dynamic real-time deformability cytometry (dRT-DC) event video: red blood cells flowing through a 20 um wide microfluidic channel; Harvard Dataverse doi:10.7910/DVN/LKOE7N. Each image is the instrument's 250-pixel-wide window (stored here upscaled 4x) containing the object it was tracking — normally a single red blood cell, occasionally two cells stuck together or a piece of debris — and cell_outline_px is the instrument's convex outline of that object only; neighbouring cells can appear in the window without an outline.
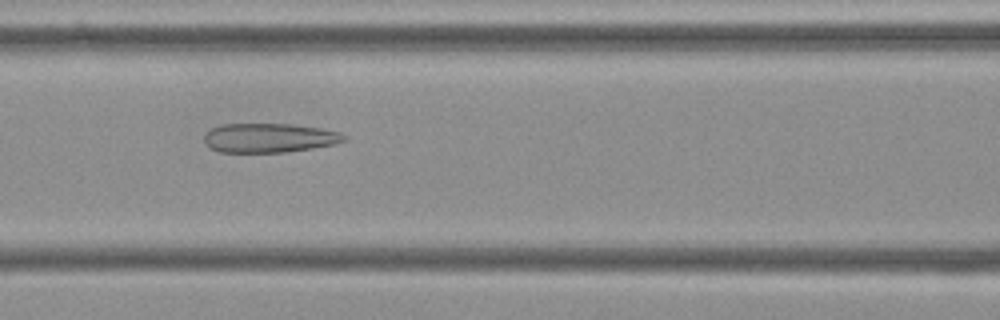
{"species": "Egyptian fruit bat (a non-hibernating species)", "species_latin": "Rousettus aegyptiacus", "temperature_condition": "cold", "stored_images_in_passage": 54, "camera_frame_rate_fps": 3000, "um_per_image_px": 0.085, "frame": {"image": 1, "passage_image": 23, "time_ms": 7.333, "image_size_px": [1000, 320], "cell_outline_px": [[348, 140], [332, 144], [312, 148], [284, 152], [220, 152], [208, 148], [204, 144], [204, 136], [212, 128], [224, 124], [292, 124], [320, 128], [340, 132], [348, 136]], "centroid_in_image_um": [22.88, 11.72], "position_along_channel_um": 143.7, "area_um2": 23.87}}
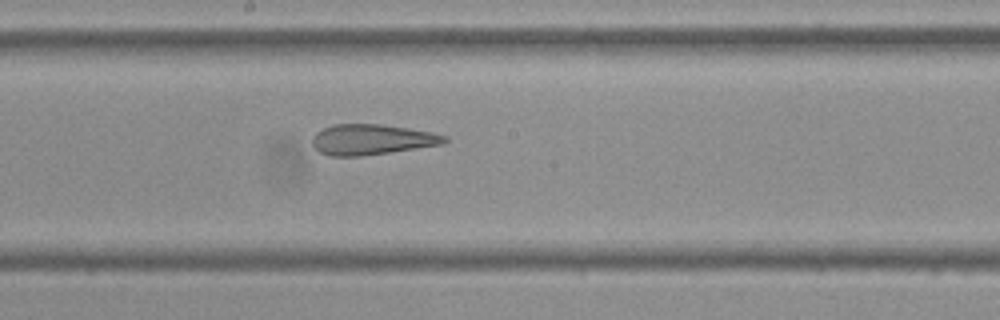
{"frame": {"image": 2, "passage_image": 29, "time_ms": 9.333, "image_size_px": [1000, 320], "cell_outline_px": [[448, 140], [444, 144], [360, 156], [332, 156], [320, 152], [312, 144], [312, 136], [316, 132], [332, 124], [380, 124], [408, 128], [432, 132], [448, 136]], "centroid_in_image_um": [31.6, 11.85], "position_along_channel_um": 216.6, "area_um2": 23.41}}
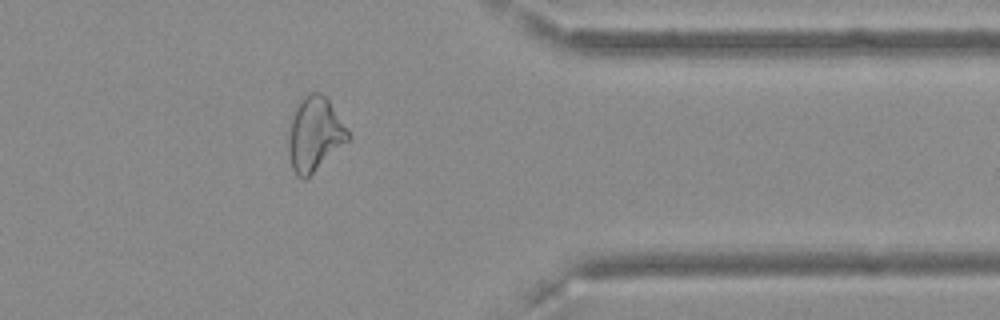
{"frame": {"image": 3, "passage_image": 44, "time_ms": 14.333, "image_size_px": [1000, 320], "cell_outline_px": [[352, 140], [304, 180], [300, 180], [296, 176], [292, 168], [288, 152], [288, 120], [300, 96], [308, 92], [320, 92], [328, 100], [352, 136]], "centroid_in_image_um": [26.72, 11.4], "position_along_channel_um": 384.7, "area_um2": 26.65}, "authors_computed_cell_mechanics": {"area_um2": 27.8885, "velocity_mm_per_s": 3.6449, "shape_relaxation_time_tau1_ms": null, "shape_relaxation_time_tau2_ms": 2.4727, "deformation_change_tau1": null, "deformation_change_tau2": 0.1317}}